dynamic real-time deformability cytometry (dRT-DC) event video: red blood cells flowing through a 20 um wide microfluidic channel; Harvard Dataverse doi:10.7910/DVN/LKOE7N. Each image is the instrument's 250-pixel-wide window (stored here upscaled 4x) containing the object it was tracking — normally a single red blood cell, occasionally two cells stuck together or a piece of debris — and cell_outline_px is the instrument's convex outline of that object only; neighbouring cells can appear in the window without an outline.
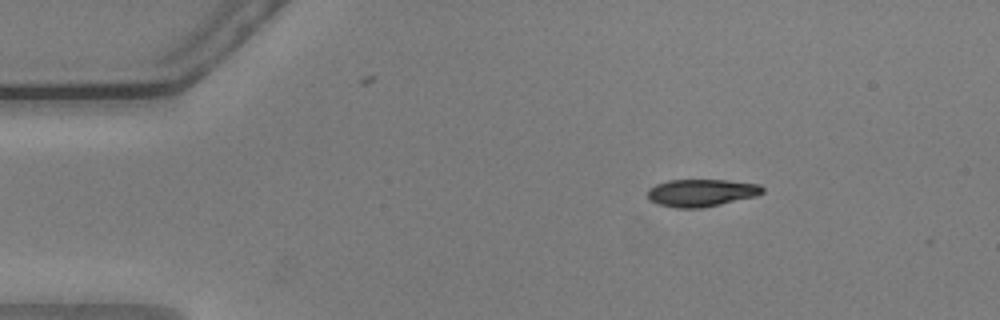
{"species": "common noctule bat (a hibernating species)", "species_latin": "Nyctalus noctula", "temperature_condition": "warm", "stored_images_in_passage": 48, "camera_frame_rate_fps": 3000, "um_per_image_px": 0.085, "animal": {"sex": "male", "body_mass_g": 20.5, "forearm_length_mm": 52.5}, "frame": {"image": 1, "passage_image": 1, "time_ms": 0.0, "image_size_px": [1000, 320], "cell_outline_px": [[764, 192], [756, 196], [720, 204], [700, 208], [676, 208], [656, 204], [648, 200], [648, 188], [656, 184], [668, 180], [728, 180], [760, 184], [764, 188]], "centroid_in_image_um": [59.59, 16.38], "position_along_channel_um": 25.4, "area_um2": 18.5}}
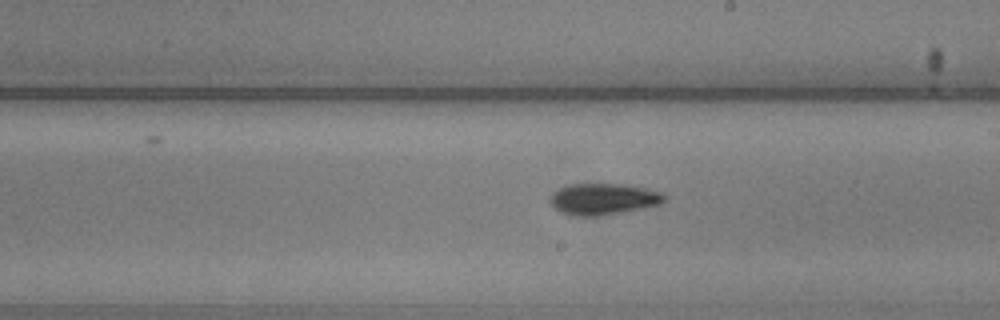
{"frame": {"image": 2, "passage_image": 24, "time_ms": 7.667, "image_size_px": [1000, 320], "cell_outline_px": [[668, 196], [660, 204], [644, 208], [600, 216], [572, 216], [556, 208], [552, 204], [552, 196], [560, 188], [568, 184], [624, 184], [648, 188], [664, 192]], "centroid_in_image_um": [51.39, 16.91], "position_along_channel_um": 237.6, "area_um2": 20.81}}
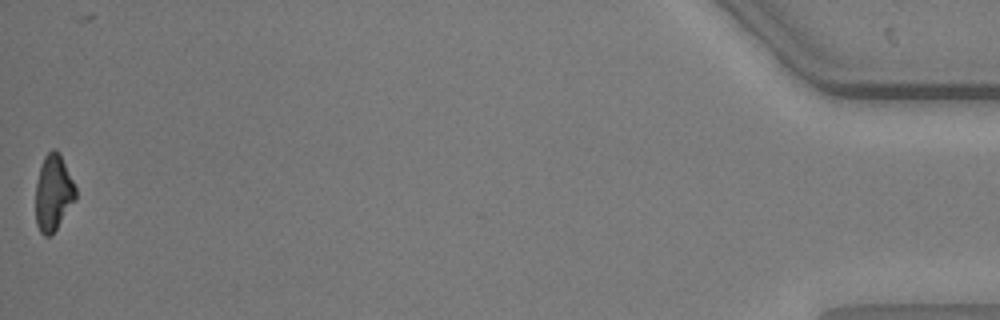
{"frame": {"image": 3, "passage_image": 48, "time_ms": 15.667, "image_size_px": [1000, 320], "cell_outline_px": [[76, 200], [56, 228], [48, 236], [44, 236], [40, 232], [36, 224], [36, 184], [40, 168], [44, 156], [52, 148], [56, 148], [60, 152], [76, 188]], "centroid_in_image_um": [4.54, 16.35], "position_along_channel_um": 430.7, "area_um2": 17.69}, "authors_computed_cell_mechanics": {"area_um2": 19.3919, "velocity_mm_per_s": 3.6339, "shape_relaxation_time_tau1_ms": 2.6791, "shape_relaxation_time_tau2_ms": 2.1491, "deformation_change_tau1": 0.1279, "deformation_change_tau2": 0.079}}